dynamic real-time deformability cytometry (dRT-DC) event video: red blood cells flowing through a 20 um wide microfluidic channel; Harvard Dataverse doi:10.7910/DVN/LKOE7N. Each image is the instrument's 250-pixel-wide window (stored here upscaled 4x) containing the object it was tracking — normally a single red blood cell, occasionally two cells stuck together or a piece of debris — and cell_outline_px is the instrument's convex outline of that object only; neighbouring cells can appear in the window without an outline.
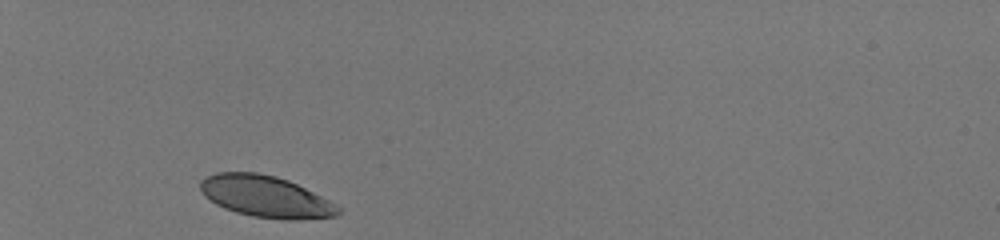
{"species": "human", "species_latin": "Homo sapiens", "temperature_condition": "room temperature", "stored_images_in_passage": 30, "camera_frame_rate_fps": 3000, "um_per_image_px": 0.085, "donor": {"sex": "male"}, "frame": {"image": 1, "passage_image": 1, "time_ms": 0.0, "image_size_px": [1000, 240], "cell_outline_px": [[340, 212], [336, 216], [296, 220], [284, 220], [252, 216], [236, 212], [224, 208], [216, 204], [204, 196], [200, 188], [200, 180], [204, 176], [216, 172], [256, 172], [276, 176], [288, 180], [328, 200], [340, 208]], "centroid_in_image_um": [22.53, 16.7], "position_along_channel_um": 62.5, "area_um2": 33.29}}
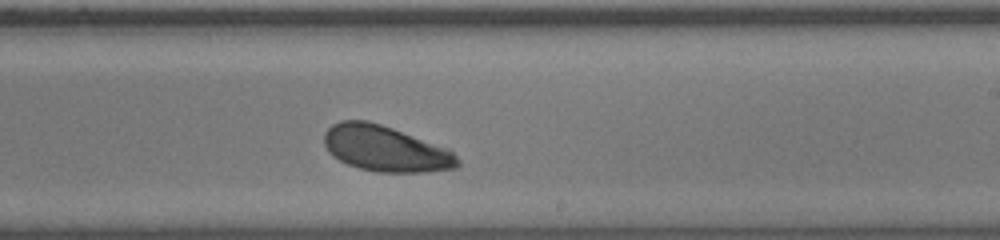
{"frame": {"image": 2, "passage_image": 18, "time_ms": 5.667, "image_size_px": [1000, 240], "cell_outline_px": [[460, 164], [456, 168], [424, 172], [376, 172], [360, 168], [348, 164], [332, 156], [328, 152], [324, 144], [324, 132], [332, 124], [340, 120], [368, 120], [392, 128], [448, 148], [460, 160]], "centroid_in_image_um": [32.74, 12.63], "position_along_channel_um": 256.3, "area_um2": 35.6}}
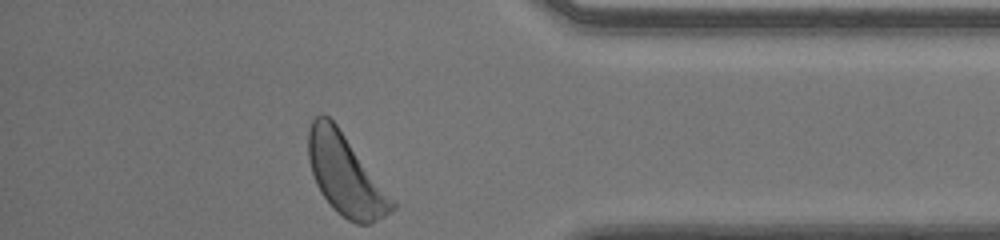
{"frame": {"image": 3, "passage_image": 30, "time_ms": 9.667, "image_size_px": [1000, 240], "cell_outline_px": [[396, 208], [372, 224], [356, 224], [348, 220], [336, 212], [332, 208], [320, 192], [316, 184], [308, 160], [308, 128], [312, 120], [320, 112], [328, 116], [336, 124], [396, 204]], "centroid_in_image_um": [29.31, 14.87], "position_along_channel_um": 405.9, "area_um2": 38.78}, "authors_computed_cell_mechanics": {"area_um2": 35.5759, "velocity_mm_per_s": 4.0073, "shape_relaxation_time_tau1_ms": 2.0362, "shape_relaxation_time_tau2_ms": null, "deformation_change_tau1": 0.1271, "deformation_change_tau2": null}}